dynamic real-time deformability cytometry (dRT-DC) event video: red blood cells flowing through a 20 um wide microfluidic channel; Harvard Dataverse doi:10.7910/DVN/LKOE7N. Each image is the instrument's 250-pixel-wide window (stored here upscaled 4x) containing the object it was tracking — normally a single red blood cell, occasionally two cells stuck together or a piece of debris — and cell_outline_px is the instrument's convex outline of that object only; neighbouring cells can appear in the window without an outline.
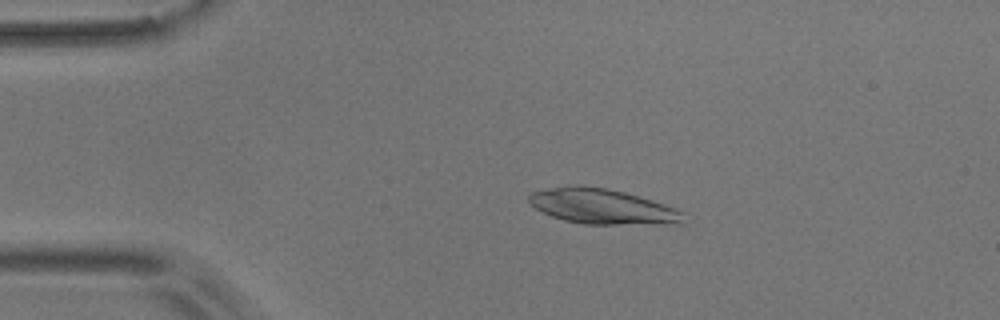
{"species": "common noctule bat (a hibernating species)", "species_latin": "Nyctalus noctula", "temperature_condition": "room temperature", "stored_images_in_passage": 55, "camera_frame_rate_fps": 3000, "um_per_image_px": 0.085, "animal": {"sex": "male", "body_mass_g": 17.9}, "frame": {"image": 1, "passage_image": 11, "time_ms": 3.333, "image_size_px": [1000, 320], "cell_outline_px": [[684, 224], [584, 224], [564, 220], [552, 216], [536, 208], [528, 200], [528, 196], [532, 192], [568, 184], [580, 184], [608, 188], [624, 192], [664, 204], [676, 208], [684, 212]], "centroid_in_image_um": [51.22, 17.54], "position_along_channel_um": 33.8, "area_um2": 31.85}}